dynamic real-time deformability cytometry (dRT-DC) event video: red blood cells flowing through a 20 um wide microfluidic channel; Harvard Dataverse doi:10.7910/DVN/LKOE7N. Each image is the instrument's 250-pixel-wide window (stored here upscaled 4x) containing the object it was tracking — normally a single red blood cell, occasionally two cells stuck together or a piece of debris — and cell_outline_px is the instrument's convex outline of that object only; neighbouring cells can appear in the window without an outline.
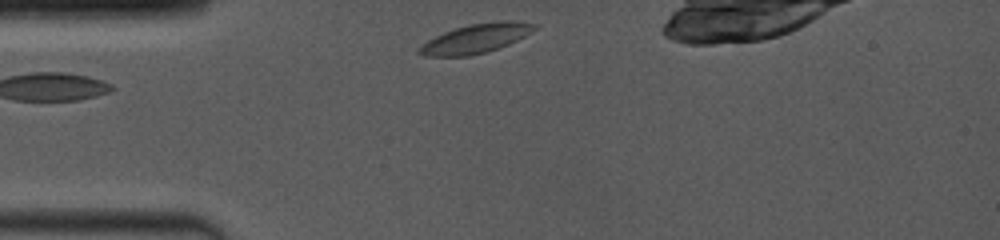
{"species": "common noctule bat (a hibernating species)", "species_latin": "Nyctalus noctula", "temperature_condition": "room temperature", "stored_images_in_passage": 4, "camera_frame_rate_fps": 4000, "um_per_image_px": 0.085, "animal": {"sex": "female", "body_mass_g": 19.0, "forearm_length_mm": 53.3}, "frame": {"image": 1, "passage_image": 1, "time_ms": 0.0, "image_size_px": [1000, 240], "cell_outline_px": [[536, 28], [532, 32], [500, 48], [468, 56], [424, 56], [416, 52], [420, 44], [444, 32], [468, 24], [500, 20], [512, 20], [536, 24]], "centroid_in_image_um": [40.43, 3.27], "position_along_channel_um": 44.6, "area_um2": 19.59}}
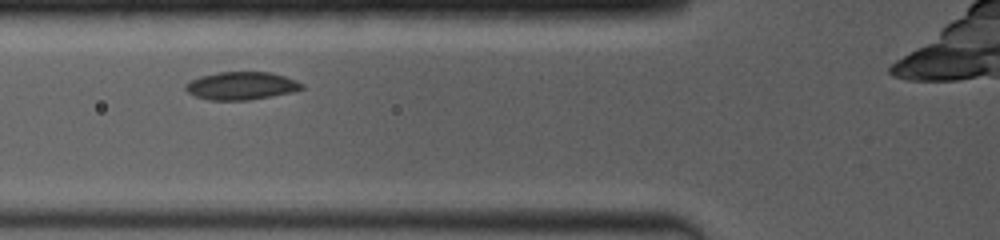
{"frame": {"image": 2, "passage_image": 3, "time_ms": 2.0, "image_size_px": [1000, 240], "cell_outline_px": [[304, 88], [292, 92], [272, 96], [248, 100], [208, 100], [192, 96], [184, 88], [184, 84], [200, 76], [220, 72], [272, 72], [296, 80], [304, 84]], "centroid_in_image_um": [20.5, 7.3], "position_along_channel_um": 105.3, "area_um2": 19.02}}